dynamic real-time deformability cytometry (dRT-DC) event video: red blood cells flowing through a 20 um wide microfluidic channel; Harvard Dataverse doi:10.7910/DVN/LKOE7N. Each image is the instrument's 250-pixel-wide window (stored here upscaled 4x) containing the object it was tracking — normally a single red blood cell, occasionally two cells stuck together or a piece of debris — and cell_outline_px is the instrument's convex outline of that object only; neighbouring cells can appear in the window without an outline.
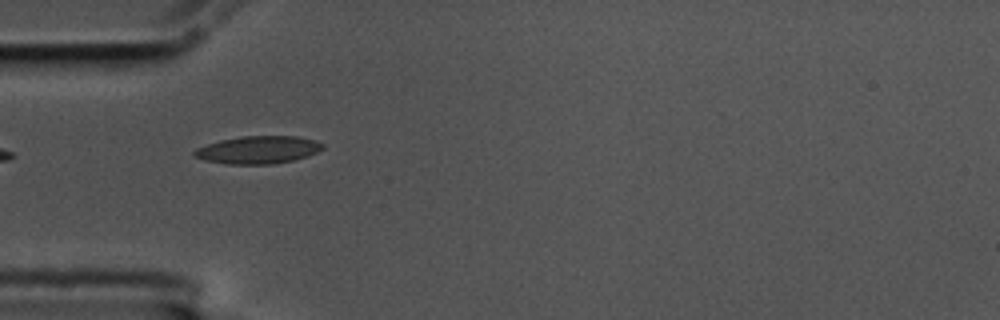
{"species": "common noctule bat (a hibernating species)", "species_latin": "Nyctalus noctula", "temperature_condition": "cold", "stored_images_in_passage": 2, "camera_frame_rate_fps": 3000, "um_per_image_px": 0.085, "animal": {"sex": "male", "body_mass_g": 17.5, "forearm_length_mm": 52.3}, "frame": {"image": 1, "passage_image": 2, "time_ms": 0.333, "image_size_px": [1000, 320], "cell_outline_px": [[324, 148], [308, 156], [292, 160], [272, 164], [228, 164], [204, 160], [192, 156], [192, 152], [196, 148], [220, 140], [240, 136], [296, 136], [316, 140], [324, 144]], "centroid_in_image_um": [21.93, 12.73], "position_along_channel_um": 63.1, "area_um2": 20.75}}